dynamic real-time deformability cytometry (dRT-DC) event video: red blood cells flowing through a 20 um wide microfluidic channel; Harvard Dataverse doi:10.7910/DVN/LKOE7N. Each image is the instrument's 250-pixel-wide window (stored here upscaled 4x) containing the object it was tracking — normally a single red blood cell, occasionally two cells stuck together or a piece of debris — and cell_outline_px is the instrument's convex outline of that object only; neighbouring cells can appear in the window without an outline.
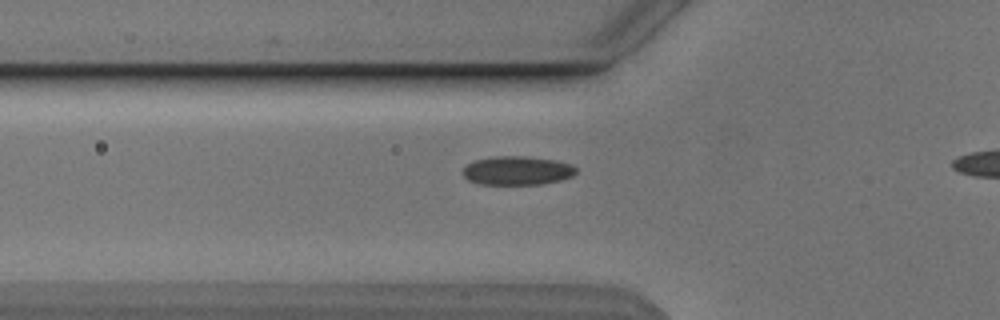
{"species": "Egyptian fruit bat (a non-hibernating species)", "species_latin": "Rousettus aegyptiacus", "temperature_condition": "cold", "stored_images_in_passage": 41, "camera_frame_rate_fps": 3000, "um_per_image_px": 0.085, "animal": {"sex": "male"}, "frame": {"image": 1, "passage_image": 13, "time_ms": 4.0, "image_size_px": [1000, 320], "cell_outline_px": [[576, 172], [572, 176], [560, 180], [540, 184], [480, 184], [468, 180], [464, 176], [464, 168], [468, 164], [476, 160], [492, 156], [524, 156], [556, 160], [572, 164], [576, 168]], "centroid_in_image_um": [43.98, 14.49], "position_along_channel_um": 81.8, "area_um2": 18.9}}
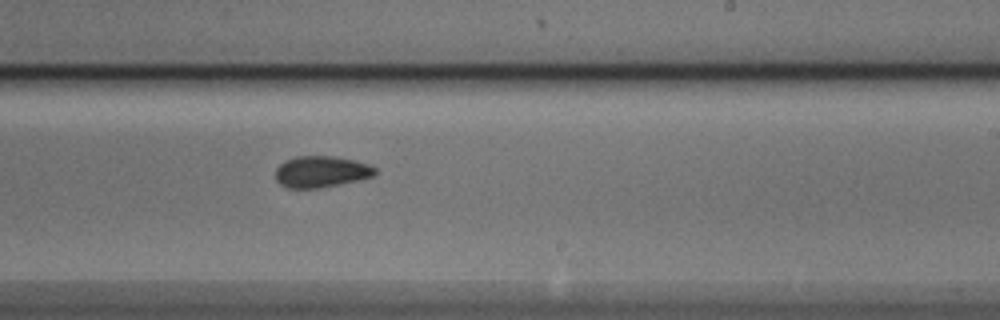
{"frame": {"image": 2, "passage_image": 27, "time_ms": 8.667, "image_size_px": [1000, 320], "cell_outline_px": [[376, 172], [372, 176], [360, 180], [320, 188], [288, 188], [280, 184], [276, 180], [276, 168], [284, 160], [296, 156], [332, 156], [356, 160], [368, 164], [376, 168]], "centroid_in_image_um": [27.29, 14.59], "position_along_channel_um": 261.7, "area_um2": 18.32}}
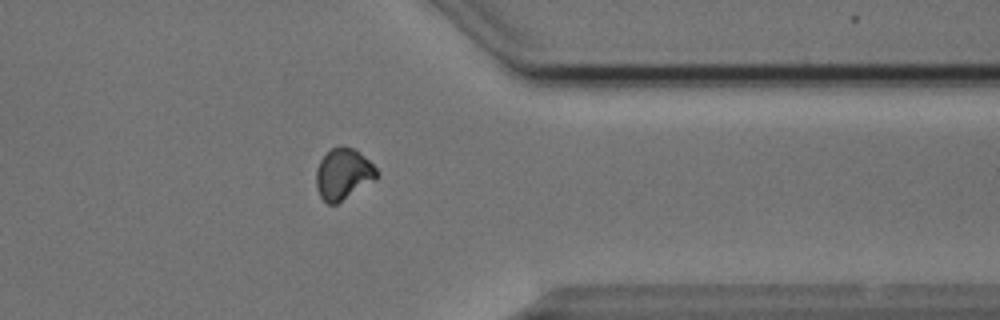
{"frame": {"image": 3, "passage_image": 37, "time_ms": 12.0, "image_size_px": [1000, 320], "cell_outline_px": [[380, 176], [336, 204], [328, 204], [320, 196], [316, 188], [316, 168], [320, 160], [332, 148], [352, 148], [360, 152], [376, 168]], "centroid_in_image_um": [29.16, 14.81], "position_along_channel_um": 382.2, "area_um2": 17.69}, "authors_computed_cell_mechanics": {"area_um2": 18.3226, "velocity_mm_per_s": 3.8501, "shape_relaxation_time_tau1_ms": 7.381, "shape_relaxation_time_tau2_ms": 3.1038, "deformation_change_tau1": 0.1273, "deformation_change_tau2": 0.058}}